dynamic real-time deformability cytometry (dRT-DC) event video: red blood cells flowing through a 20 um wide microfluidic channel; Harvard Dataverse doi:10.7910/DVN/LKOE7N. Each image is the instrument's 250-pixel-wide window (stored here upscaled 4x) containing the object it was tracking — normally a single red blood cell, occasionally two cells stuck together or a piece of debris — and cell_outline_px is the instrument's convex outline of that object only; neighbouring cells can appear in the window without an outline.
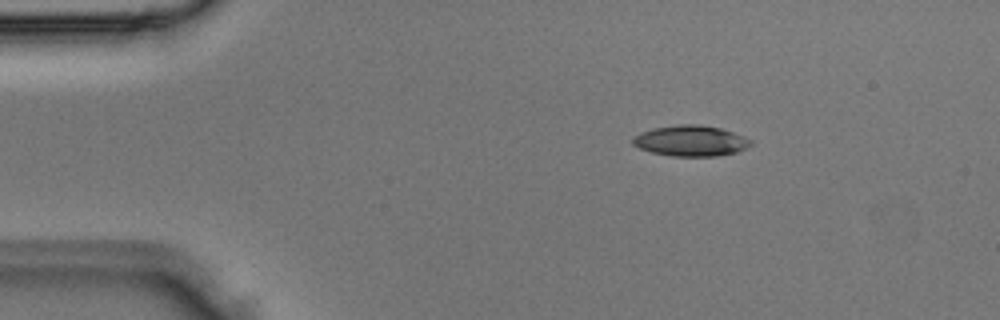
{"species": "Egyptian fruit bat (a non-hibernating species)", "species_latin": "Rousettus aegyptiacus", "temperature_condition": "room temperature", "stored_images_in_passage": 4, "segment_of_instrument_passage": [2, 2], "camera_frame_rate_fps": 3000, "um_per_image_px": 0.085, "animal": {"sex": "male"}, "frame": {"image": 1, "passage_image": 4, "time_ms": 1.0, "image_size_px": [1000, 320], "cell_outline_px": [[752, 144], [736, 152], [716, 156], [672, 156], [652, 152], [640, 148], [632, 144], [632, 136], [640, 132], [652, 128], [680, 124], [696, 124], [720, 128], [732, 132], [752, 140]], "centroid_in_image_um": [58.67, 11.96], "position_along_channel_um": 26.3, "area_um2": 21.04}}